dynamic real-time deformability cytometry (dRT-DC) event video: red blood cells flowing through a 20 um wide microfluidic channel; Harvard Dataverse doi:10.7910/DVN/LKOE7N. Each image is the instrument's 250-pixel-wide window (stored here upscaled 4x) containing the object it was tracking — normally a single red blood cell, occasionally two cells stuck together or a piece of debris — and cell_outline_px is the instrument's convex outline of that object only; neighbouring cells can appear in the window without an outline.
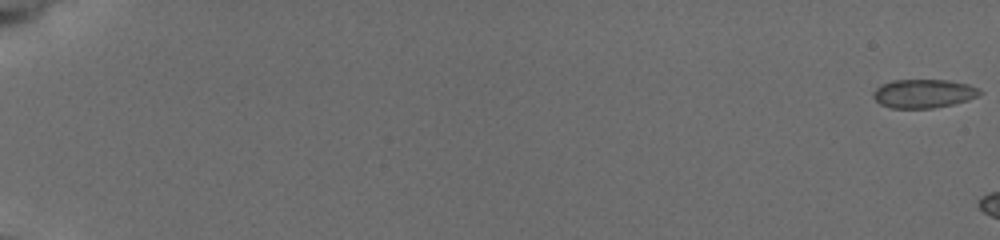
{"species": "common noctule bat (a hibernating species)", "species_latin": "Nyctalus noctula", "temperature_condition": "cold", "stored_images_in_passage": 7, "camera_frame_rate_fps": 3000, "um_per_image_px": 0.085, "animal": {"sex": "female", "body_mass_g": 19.5, "forearm_length_mm": 54.1}, "frame": {"image": 1, "passage_image": 1, "time_ms": 0.0, "image_size_px": [1000, 240], "cell_outline_px": [[984, 92], [968, 100], [952, 104], [932, 108], [892, 108], [880, 104], [872, 96], [872, 92], [880, 84], [892, 80], [948, 80], [968, 84], [980, 88]], "centroid_in_image_um": [78.49, 7.94], "position_along_channel_um": 6.5, "area_um2": 17.92}}